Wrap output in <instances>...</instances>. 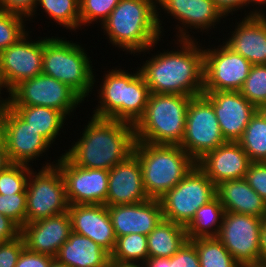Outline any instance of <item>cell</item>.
Returning <instances> with one entry per match:
<instances>
[{
    "mask_svg": "<svg viewBox=\"0 0 266 267\" xmlns=\"http://www.w3.org/2000/svg\"><path fill=\"white\" fill-rule=\"evenodd\" d=\"M178 42L179 50L160 52L139 67L150 93L192 97L203 94L204 50L193 39Z\"/></svg>",
    "mask_w": 266,
    "mask_h": 267,
    "instance_id": "obj_1",
    "label": "cell"
},
{
    "mask_svg": "<svg viewBox=\"0 0 266 267\" xmlns=\"http://www.w3.org/2000/svg\"><path fill=\"white\" fill-rule=\"evenodd\" d=\"M80 139L64 155L75 165L110 170L133 154L134 125L92 115Z\"/></svg>",
    "mask_w": 266,
    "mask_h": 267,
    "instance_id": "obj_2",
    "label": "cell"
},
{
    "mask_svg": "<svg viewBox=\"0 0 266 267\" xmlns=\"http://www.w3.org/2000/svg\"><path fill=\"white\" fill-rule=\"evenodd\" d=\"M156 4L157 0H120L101 25L111 44L131 54L149 53L163 35L161 7Z\"/></svg>",
    "mask_w": 266,
    "mask_h": 267,
    "instance_id": "obj_3",
    "label": "cell"
},
{
    "mask_svg": "<svg viewBox=\"0 0 266 267\" xmlns=\"http://www.w3.org/2000/svg\"><path fill=\"white\" fill-rule=\"evenodd\" d=\"M145 191L150 199H160L176 186L196 165L180 145H158L135 141Z\"/></svg>",
    "mask_w": 266,
    "mask_h": 267,
    "instance_id": "obj_4",
    "label": "cell"
},
{
    "mask_svg": "<svg viewBox=\"0 0 266 267\" xmlns=\"http://www.w3.org/2000/svg\"><path fill=\"white\" fill-rule=\"evenodd\" d=\"M107 72L98 92L100 105L94 109L93 116L135 125L147 106L149 87L139 69L135 74L120 68Z\"/></svg>",
    "mask_w": 266,
    "mask_h": 267,
    "instance_id": "obj_5",
    "label": "cell"
},
{
    "mask_svg": "<svg viewBox=\"0 0 266 267\" xmlns=\"http://www.w3.org/2000/svg\"><path fill=\"white\" fill-rule=\"evenodd\" d=\"M192 96L150 93L143 116L134 125L136 141L180 145Z\"/></svg>",
    "mask_w": 266,
    "mask_h": 267,
    "instance_id": "obj_6",
    "label": "cell"
},
{
    "mask_svg": "<svg viewBox=\"0 0 266 267\" xmlns=\"http://www.w3.org/2000/svg\"><path fill=\"white\" fill-rule=\"evenodd\" d=\"M84 50L81 45L63 38H43L42 73L68 85L83 100L96 81L91 57L88 58Z\"/></svg>",
    "mask_w": 266,
    "mask_h": 267,
    "instance_id": "obj_7",
    "label": "cell"
},
{
    "mask_svg": "<svg viewBox=\"0 0 266 267\" xmlns=\"http://www.w3.org/2000/svg\"><path fill=\"white\" fill-rule=\"evenodd\" d=\"M216 194V185L196 164L183 180L159 199L163 219L186 227L196 211Z\"/></svg>",
    "mask_w": 266,
    "mask_h": 267,
    "instance_id": "obj_8",
    "label": "cell"
},
{
    "mask_svg": "<svg viewBox=\"0 0 266 267\" xmlns=\"http://www.w3.org/2000/svg\"><path fill=\"white\" fill-rule=\"evenodd\" d=\"M26 194V223L66 213L69 209L64 178L53 162H47L38 173L31 171Z\"/></svg>",
    "mask_w": 266,
    "mask_h": 267,
    "instance_id": "obj_9",
    "label": "cell"
},
{
    "mask_svg": "<svg viewBox=\"0 0 266 267\" xmlns=\"http://www.w3.org/2000/svg\"><path fill=\"white\" fill-rule=\"evenodd\" d=\"M225 142L210 98L205 93L192 97L180 147L197 162Z\"/></svg>",
    "mask_w": 266,
    "mask_h": 267,
    "instance_id": "obj_10",
    "label": "cell"
},
{
    "mask_svg": "<svg viewBox=\"0 0 266 267\" xmlns=\"http://www.w3.org/2000/svg\"><path fill=\"white\" fill-rule=\"evenodd\" d=\"M11 106H45L66 117L84 101L73 89L43 73L21 81L9 92Z\"/></svg>",
    "mask_w": 266,
    "mask_h": 267,
    "instance_id": "obj_11",
    "label": "cell"
},
{
    "mask_svg": "<svg viewBox=\"0 0 266 267\" xmlns=\"http://www.w3.org/2000/svg\"><path fill=\"white\" fill-rule=\"evenodd\" d=\"M222 45L217 49L201 47L204 50L203 92L239 91L249 74L252 64L225 43Z\"/></svg>",
    "mask_w": 266,
    "mask_h": 267,
    "instance_id": "obj_12",
    "label": "cell"
},
{
    "mask_svg": "<svg viewBox=\"0 0 266 267\" xmlns=\"http://www.w3.org/2000/svg\"><path fill=\"white\" fill-rule=\"evenodd\" d=\"M261 225L262 218L257 216L225 211L216 237L237 263L257 261Z\"/></svg>",
    "mask_w": 266,
    "mask_h": 267,
    "instance_id": "obj_13",
    "label": "cell"
},
{
    "mask_svg": "<svg viewBox=\"0 0 266 267\" xmlns=\"http://www.w3.org/2000/svg\"><path fill=\"white\" fill-rule=\"evenodd\" d=\"M57 162L55 165L60 169L64 178L69 205H105L108 191V170L79 167L64 154L59 157Z\"/></svg>",
    "mask_w": 266,
    "mask_h": 267,
    "instance_id": "obj_14",
    "label": "cell"
},
{
    "mask_svg": "<svg viewBox=\"0 0 266 267\" xmlns=\"http://www.w3.org/2000/svg\"><path fill=\"white\" fill-rule=\"evenodd\" d=\"M28 35L27 32L16 43L0 52V73L7 93L21 81L42 73L43 39L28 40Z\"/></svg>",
    "mask_w": 266,
    "mask_h": 267,
    "instance_id": "obj_15",
    "label": "cell"
},
{
    "mask_svg": "<svg viewBox=\"0 0 266 267\" xmlns=\"http://www.w3.org/2000/svg\"><path fill=\"white\" fill-rule=\"evenodd\" d=\"M211 100L225 141L238 142L257 108L239 91L203 92Z\"/></svg>",
    "mask_w": 266,
    "mask_h": 267,
    "instance_id": "obj_16",
    "label": "cell"
},
{
    "mask_svg": "<svg viewBox=\"0 0 266 267\" xmlns=\"http://www.w3.org/2000/svg\"><path fill=\"white\" fill-rule=\"evenodd\" d=\"M71 232V219L66 212L32 223H25L21 227L20 235L27 250L55 258Z\"/></svg>",
    "mask_w": 266,
    "mask_h": 267,
    "instance_id": "obj_17",
    "label": "cell"
},
{
    "mask_svg": "<svg viewBox=\"0 0 266 267\" xmlns=\"http://www.w3.org/2000/svg\"><path fill=\"white\" fill-rule=\"evenodd\" d=\"M5 146L12 163L31 165L51 143L36 132L11 107L6 117Z\"/></svg>",
    "mask_w": 266,
    "mask_h": 267,
    "instance_id": "obj_18",
    "label": "cell"
},
{
    "mask_svg": "<svg viewBox=\"0 0 266 267\" xmlns=\"http://www.w3.org/2000/svg\"><path fill=\"white\" fill-rule=\"evenodd\" d=\"M72 232L86 236L109 254L114 251L116 236L106 205H69Z\"/></svg>",
    "mask_w": 266,
    "mask_h": 267,
    "instance_id": "obj_19",
    "label": "cell"
},
{
    "mask_svg": "<svg viewBox=\"0 0 266 267\" xmlns=\"http://www.w3.org/2000/svg\"><path fill=\"white\" fill-rule=\"evenodd\" d=\"M148 199L142 168L134 154L109 170L106 206L136 204Z\"/></svg>",
    "mask_w": 266,
    "mask_h": 267,
    "instance_id": "obj_20",
    "label": "cell"
},
{
    "mask_svg": "<svg viewBox=\"0 0 266 267\" xmlns=\"http://www.w3.org/2000/svg\"><path fill=\"white\" fill-rule=\"evenodd\" d=\"M107 209L116 238L132 233L148 236L163 219L162 205L158 199L107 206Z\"/></svg>",
    "mask_w": 266,
    "mask_h": 267,
    "instance_id": "obj_21",
    "label": "cell"
},
{
    "mask_svg": "<svg viewBox=\"0 0 266 267\" xmlns=\"http://www.w3.org/2000/svg\"><path fill=\"white\" fill-rule=\"evenodd\" d=\"M251 161L239 142L226 141L206 153L197 166L217 186L221 182L244 178Z\"/></svg>",
    "mask_w": 266,
    "mask_h": 267,
    "instance_id": "obj_22",
    "label": "cell"
},
{
    "mask_svg": "<svg viewBox=\"0 0 266 267\" xmlns=\"http://www.w3.org/2000/svg\"><path fill=\"white\" fill-rule=\"evenodd\" d=\"M258 10L249 12L224 42L252 65L266 64V12Z\"/></svg>",
    "mask_w": 266,
    "mask_h": 267,
    "instance_id": "obj_23",
    "label": "cell"
},
{
    "mask_svg": "<svg viewBox=\"0 0 266 267\" xmlns=\"http://www.w3.org/2000/svg\"><path fill=\"white\" fill-rule=\"evenodd\" d=\"M158 4L186 28L181 26L177 28L179 30L177 40L193 39L188 34V27L196 30L200 28V31L208 28L212 30V26L215 28L221 18L225 17L213 0H157Z\"/></svg>",
    "mask_w": 266,
    "mask_h": 267,
    "instance_id": "obj_24",
    "label": "cell"
},
{
    "mask_svg": "<svg viewBox=\"0 0 266 267\" xmlns=\"http://www.w3.org/2000/svg\"><path fill=\"white\" fill-rule=\"evenodd\" d=\"M216 195L226 212L248 214L263 218L266 201L247 183L245 178L221 182Z\"/></svg>",
    "mask_w": 266,
    "mask_h": 267,
    "instance_id": "obj_25",
    "label": "cell"
},
{
    "mask_svg": "<svg viewBox=\"0 0 266 267\" xmlns=\"http://www.w3.org/2000/svg\"><path fill=\"white\" fill-rule=\"evenodd\" d=\"M55 258L68 267H108L110 254L90 238L71 232Z\"/></svg>",
    "mask_w": 266,
    "mask_h": 267,
    "instance_id": "obj_26",
    "label": "cell"
},
{
    "mask_svg": "<svg viewBox=\"0 0 266 267\" xmlns=\"http://www.w3.org/2000/svg\"><path fill=\"white\" fill-rule=\"evenodd\" d=\"M188 240L184 226L162 219L147 236L149 257H171Z\"/></svg>",
    "mask_w": 266,
    "mask_h": 267,
    "instance_id": "obj_27",
    "label": "cell"
},
{
    "mask_svg": "<svg viewBox=\"0 0 266 267\" xmlns=\"http://www.w3.org/2000/svg\"><path fill=\"white\" fill-rule=\"evenodd\" d=\"M11 108L51 144L55 142L67 119L61 111L45 106H11Z\"/></svg>",
    "mask_w": 266,
    "mask_h": 267,
    "instance_id": "obj_28",
    "label": "cell"
},
{
    "mask_svg": "<svg viewBox=\"0 0 266 267\" xmlns=\"http://www.w3.org/2000/svg\"><path fill=\"white\" fill-rule=\"evenodd\" d=\"M225 210L216 196L202 205L185 227L188 240L201 237H216L222 224Z\"/></svg>",
    "mask_w": 266,
    "mask_h": 267,
    "instance_id": "obj_29",
    "label": "cell"
},
{
    "mask_svg": "<svg viewBox=\"0 0 266 267\" xmlns=\"http://www.w3.org/2000/svg\"><path fill=\"white\" fill-rule=\"evenodd\" d=\"M251 162H266V121L256 111L238 141Z\"/></svg>",
    "mask_w": 266,
    "mask_h": 267,
    "instance_id": "obj_30",
    "label": "cell"
},
{
    "mask_svg": "<svg viewBox=\"0 0 266 267\" xmlns=\"http://www.w3.org/2000/svg\"><path fill=\"white\" fill-rule=\"evenodd\" d=\"M197 252L200 267H236L237 262L217 237L190 240Z\"/></svg>",
    "mask_w": 266,
    "mask_h": 267,
    "instance_id": "obj_31",
    "label": "cell"
},
{
    "mask_svg": "<svg viewBox=\"0 0 266 267\" xmlns=\"http://www.w3.org/2000/svg\"><path fill=\"white\" fill-rule=\"evenodd\" d=\"M149 257L147 235L132 233L116 238L110 261L121 263H144Z\"/></svg>",
    "mask_w": 266,
    "mask_h": 267,
    "instance_id": "obj_32",
    "label": "cell"
},
{
    "mask_svg": "<svg viewBox=\"0 0 266 267\" xmlns=\"http://www.w3.org/2000/svg\"><path fill=\"white\" fill-rule=\"evenodd\" d=\"M38 5L60 26L74 31L80 27V0H37Z\"/></svg>",
    "mask_w": 266,
    "mask_h": 267,
    "instance_id": "obj_33",
    "label": "cell"
},
{
    "mask_svg": "<svg viewBox=\"0 0 266 267\" xmlns=\"http://www.w3.org/2000/svg\"><path fill=\"white\" fill-rule=\"evenodd\" d=\"M239 92L256 108L266 104V64L251 66Z\"/></svg>",
    "mask_w": 266,
    "mask_h": 267,
    "instance_id": "obj_34",
    "label": "cell"
},
{
    "mask_svg": "<svg viewBox=\"0 0 266 267\" xmlns=\"http://www.w3.org/2000/svg\"><path fill=\"white\" fill-rule=\"evenodd\" d=\"M26 164H11L0 172V194L26 193V187L32 168Z\"/></svg>",
    "mask_w": 266,
    "mask_h": 267,
    "instance_id": "obj_35",
    "label": "cell"
},
{
    "mask_svg": "<svg viewBox=\"0 0 266 267\" xmlns=\"http://www.w3.org/2000/svg\"><path fill=\"white\" fill-rule=\"evenodd\" d=\"M24 18L19 14L0 10V52L27 33L24 22L28 19Z\"/></svg>",
    "mask_w": 266,
    "mask_h": 267,
    "instance_id": "obj_36",
    "label": "cell"
},
{
    "mask_svg": "<svg viewBox=\"0 0 266 267\" xmlns=\"http://www.w3.org/2000/svg\"><path fill=\"white\" fill-rule=\"evenodd\" d=\"M120 0H80V27L98 21L102 23L109 17Z\"/></svg>",
    "mask_w": 266,
    "mask_h": 267,
    "instance_id": "obj_37",
    "label": "cell"
},
{
    "mask_svg": "<svg viewBox=\"0 0 266 267\" xmlns=\"http://www.w3.org/2000/svg\"><path fill=\"white\" fill-rule=\"evenodd\" d=\"M26 201V193L0 194V213L21 228L26 223Z\"/></svg>",
    "mask_w": 266,
    "mask_h": 267,
    "instance_id": "obj_38",
    "label": "cell"
},
{
    "mask_svg": "<svg viewBox=\"0 0 266 267\" xmlns=\"http://www.w3.org/2000/svg\"><path fill=\"white\" fill-rule=\"evenodd\" d=\"M245 180L266 201V162H251Z\"/></svg>",
    "mask_w": 266,
    "mask_h": 267,
    "instance_id": "obj_39",
    "label": "cell"
},
{
    "mask_svg": "<svg viewBox=\"0 0 266 267\" xmlns=\"http://www.w3.org/2000/svg\"><path fill=\"white\" fill-rule=\"evenodd\" d=\"M169 267H200L198 252L190 240L169 258Z\"/></svg>",
    "mask_w": 266,
    "mask_h": 267,
    "instance_id": "obj_40",
    "label": "cell"
},
{
    "mask_svg": "<svg viewBox=\"0 0 266 267\" xmlns=\"http://www.w3.org/2000/svg\"><path fill=\"white\" fill-rule=\"evenodd\" d=\"M24 248L21 235L13 240L0 243V267H15Z\"/></svg>",
    "mask_w": 266,
    "mask_h": 267,
    "instance_id": "obj_41",
    "label": "cell"
},
{
    "mask_svg": "<svg viewBox=\"0 0 266 267\" xmlns=\"http://www.w3.org/2000/svg\"><path fill=\"white\" fill-rule=\"evenodd\" d=\"M37 0H0V10L31 18L36 12Z\"/></svg>",
    "mask_w": 266,
    "mask_h": 267,
    "instance_id": "obj_42",
    "label": "cell"
},
{
    "mask_svg": "<svg viewBox=\"0 0 266 267\" xmlns=\"http://www.w3.org/2000/svg\"><path fill=\"white\" fill-rule=\"evenodd\" d=\"M53 259L51 256L31 252L24 248L15 267H50Z\"/></svg>",
    "mask_w": 266,
    "mask_h": 267,
    "instance_id": "obj_43",
    "label": "cell"
},
{
    "mask_svg": "<svg viewBox=\"0 0 266 267\" xmlns=\"http://www.w3.org/2000/svg\"><path fill=\"white\" fill-rule=\"evenodd\" d=\"M21 228L11 219L0 213V243L20 236Z\"/></svg>",
    "mask_w": 266,
    "mask_h": 267,
    "instance_id": "obj_44",
    "label": "cell"
},
{
    "mask_svg": "<svg viewBox=\"0 0 266 267\" xmlns=\"http://www.w3.org/2000/svg\"><path fill=\"white\" fill-rule=\"evenodd\" d=\"M224 16L233 14V11L243 9V0H213ZM232 12V13H231Z\"/></svg>",
    "mask_w": 266,
    "mask_h": 267,
    "instance_id": "obj_45",
    "label": "cell"
},
{
    "mask_svg": "<svg viewBox=\"0 0 266 267\" xmlns=\"http://www.w3.org/2000/svg\"><path fill=\"white\" fill-rule=\"evenodd\" d=\"M10 107L9 96L6 99H0V143H5L6 117Z\"/></svg>",
    "mask_w": 266,
    "mask_h": 267,
    "instance_id": "obj_46",
    "label": "cell"
},
{
    "mask_svg": "<svg viewBox=\"0 0 266 267\" xmlns=\"http://www.w3.org/2000/svg\"><path fill=\"white\" fill-rule=\"evenodd\" d=\"M259 240L260 260L266 261V215L262 218Z\"/></svg>",
    "mask_w": 266,
    "mask_h": 267,
    "instance_id": "obj_47",
    "label": "cell"
},
{
    "mask_svg": "<svg viewBox=\"0 0 266 267\" xmlns=\"http://www.w3.org/2000/svg\"><path fill=\"white\" fill-rule=\"evenodd\" d=\"M143 264L145 267H169V257H148Z\"/></svg>",
    "mask_w": 266,
    "mask_h": 267,
    "instance_id": "obj_48",
    "label": "cell"
},
{
    "mask_svg": "<svg viewBox=\"0 0 266 267\" xmlns=\"http://www.w3.org/2000/svg\"><path fill=\"white\" fill-rule=\"evenodd\" d=\"M13 164L9 158L5 143H0V172Z\"/></svg>",
    "mask_w": 266,
    "mask_h": 267,
    "instance_id": "obj_49",
    "label": "cell"
},
{
    "mask_svg": "<svg viewBox=\"0 0 266 267\" xmlns=\"http://www.w3.org/2000/svg\"><path fill=\"white\" fill-rule=\"evenodd\" d=\"M236 267H266V261L257 260L253 262L237 263Z\"/></svg>",
    "mask_w": 266,
    "mask_h": 267,
    "instance_id": "obj_50",
    "label": "cell"
},
{
    "mask_svg": "<svg viewBox=\"0 0 266 267\" xmlns=\"http://www.w3.org/2000/svg\"><path fill=\"white\" fill-rule=\"evenodd\" d=\"M141 265V266H140ZM143 263H121L117 261H110L108 267H145Z\"/></svg>",
    "mask_w": 266,
    "mask_h": 267,
    "instance_id": "obj_51",
    "label": "cell"
},
{
    "mask_svg": "<svg viewBox=\"0 0 266 267\" xmlns=\"http://www.w3.org/2000/svg\"><path fill=\"white\" fill-rule=\"evenodd\" d=\"M249 4H254V5H259V7L261 6V5H265L266 4V0H243V7L244 6H249Z\"/></svg>",
    "mask_w": 266,
    "mask_h": 267,
    "instance_id": "obj_52",
    "label": "cell"
},
{
    "mask_svg": "<svg viewBox=\"0 0 266 267\" xmlns=\"http://www.w3.org/2000/svg\"><path fill=\"white\" fill-rule=\"evenodd\" d=\"M50 267H68V266L65 265V264H62V263L59 262L56 258H54V259L51 261Z\"/></svg>",
    "mask_w": 266,
    "mask_h": 267,
    "instance_id": "obj_53",
    "label": "cell"
},
{
    "mask_svg": "<svg viewBox=\"0 0 266 267\" xmlns=\"http://www.w3.org/2000/svg\"><path fill=\"white\" fill-rule=\"evenodd\" d=\"M257 111L263 116V118L266 121V104L260 106L259 108H257Z\"/></svg>",
    "mask_w": 266,
    "mask_h": 267,
    "instance_id": "obj_54",
    "label": "cell"
},
{
    "mask_svg": "<svg viewBox=\"0 0 266 267\" xmlns=\"http://www.w3.org/2000/svg\"><path fill=\"white\" fill-rule=\"evenodd\" d=\"M1 88H6V86H5L4 82H3V79H2V76H1V73H0V94H2L1 93L2 89ZM0 99H3V98L0 96Z\"/></svg>",
    "mask_w": 266,
    "mask_h": 267,
    "instance_id": "obj_55",
    "label": "cell"
}]
</instances>
